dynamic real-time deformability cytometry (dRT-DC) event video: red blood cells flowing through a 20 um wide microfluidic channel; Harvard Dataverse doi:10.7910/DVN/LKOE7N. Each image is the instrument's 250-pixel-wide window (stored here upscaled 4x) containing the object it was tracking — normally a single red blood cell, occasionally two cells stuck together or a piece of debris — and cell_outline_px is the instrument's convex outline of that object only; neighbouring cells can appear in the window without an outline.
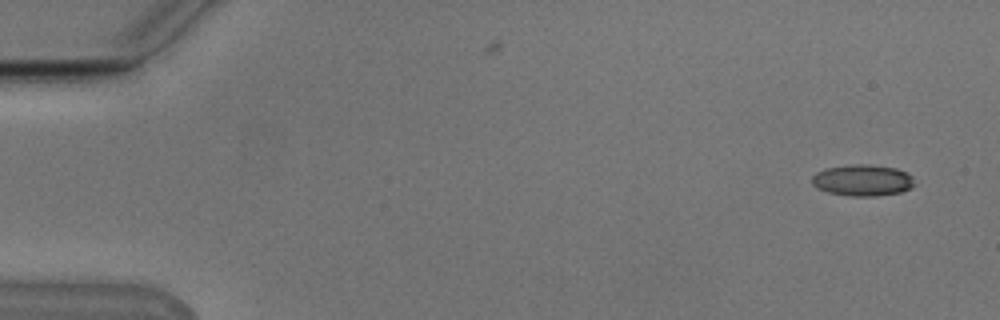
{"species": "Egyptian fruit bat (a non-hibernating species)", "species_latin": "Rousettus aegyptiacus", "temperature_condition": "cold", "stored_images_in_passage": 12, "camera_frame_rate_fps": 3000, "um_per_image_px": 0.085, "animal": {"sex": "male"}, "frame": {"image": 1, "passage_image": 1, "time_ms": 0.0, "image_size_px": [1000, 320], "cell_outline_px": [[916, 184], [912, 188], [900, 192], [876, 196], [848, 196], [828, 192], [816, 188], [812, 184], [812, 176], [816, 172], [824, 168], [852, 164], [868, 164], [896, 168], [908, 172], [912, 176]], "centroid_in_image_um": [73.33, 15.32], "position_along_channel_um": 11.7, "area_um2": 19.07}}